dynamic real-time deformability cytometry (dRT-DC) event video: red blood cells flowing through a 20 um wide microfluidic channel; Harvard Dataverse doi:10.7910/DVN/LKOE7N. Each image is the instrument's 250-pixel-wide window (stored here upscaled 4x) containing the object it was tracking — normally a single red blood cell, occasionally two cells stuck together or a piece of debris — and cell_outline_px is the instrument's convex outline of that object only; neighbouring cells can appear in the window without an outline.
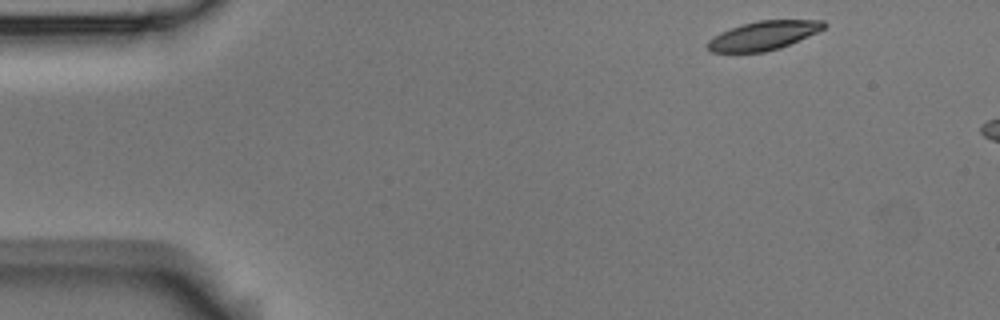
{"species": "Egyptian fruit bat (a non-hibernating species)", "species_latin": "Rousettus aegyptiacus", "temperature_condition": "room temperature", "stored_images_in_passage": 3, "camera_frame_rate_fps": 3000, "um_per_image_px": 0.085, "animal": {"sex": "male"}, "frame": {"image": 1, "passage_image": 1, "time_ms": 0.0, "image_size_px": [1000, 320], "cell_outline_px": [[828, 24], [824, 28], [808, 36], [780, 48], [764, 52], [712, 52], [704, 44], [708, 40], [720, 32], [740, 24], [760, 20], [824, 20]], "centroid_in_image_um": [64.87, 3.01], "position_along_channel_um": 20.1, "area_um2": 19.59}}